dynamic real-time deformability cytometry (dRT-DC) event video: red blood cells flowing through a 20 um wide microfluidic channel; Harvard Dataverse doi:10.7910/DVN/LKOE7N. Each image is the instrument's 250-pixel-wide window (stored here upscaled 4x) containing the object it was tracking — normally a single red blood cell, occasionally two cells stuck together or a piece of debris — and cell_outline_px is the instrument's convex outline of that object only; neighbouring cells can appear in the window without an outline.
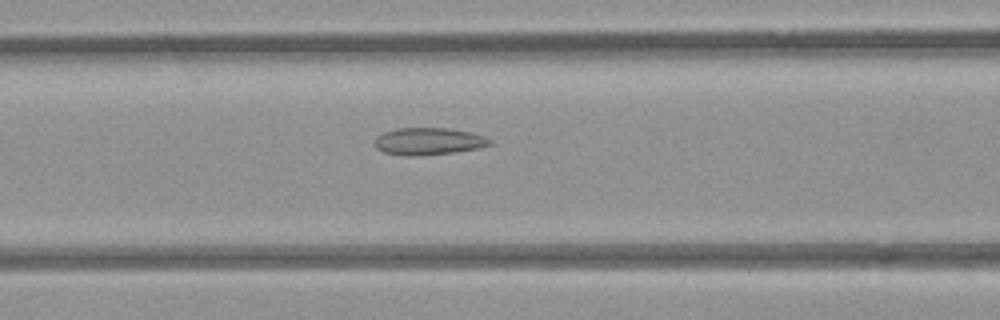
{"species": "common noctule bat (a hibernating species)", "species_latin": "Nyctalus noctula", "temperature_condition": "room temperature", "stored_images_in_passage": 38, "camera_frame_rate_fps": 3000, "um_per_image_px": 0.085, "animal": {"sex": "female", "body_mass_g": 21.9}, "frame": {"image": 1, "passage_image": 15, "time_ms": 4.667, "image_size_px": [1000, 320], "cell_outline_px": [[492, 144], [480, 148], [456, 152], [416, 156], [404, 156], [384, 152], [376, 148], [376, 136], [384, 132], [396, 128], [448, 128], [472, 132], [484, 136], [492, 140]], "centroid_in_image_um": [36.46, 12.01], "position_along_channel_um": 130.1, "area_um2": 18.38}}
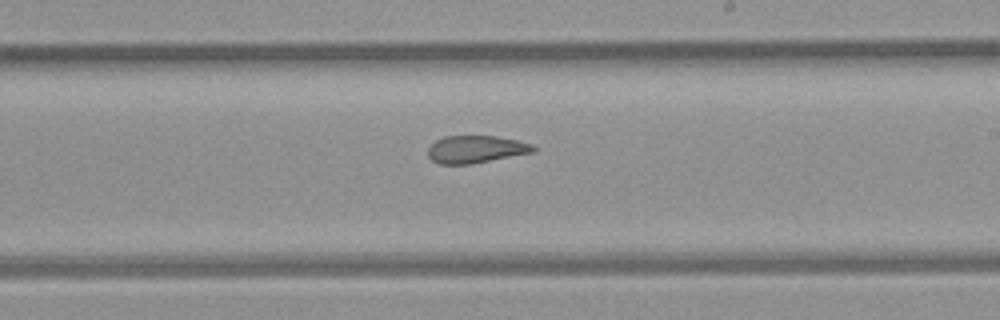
{"frame": {"image": 2, "passage_image": 24, "time_ms": 7.667, "image_size_px": [1000, 320], "cell_outline_px": [[536, 152], [472, 164], [440, 164], [432, 160], [428, 156], [428, 148], [436, 140], [444, 136], [496, 136], [516, 140], [532, 144], [536, 148]], "centroid_in_image_um": [40.47, 12.69], "position_along_channel_um": 248.5, "area_um2": 16.94}}
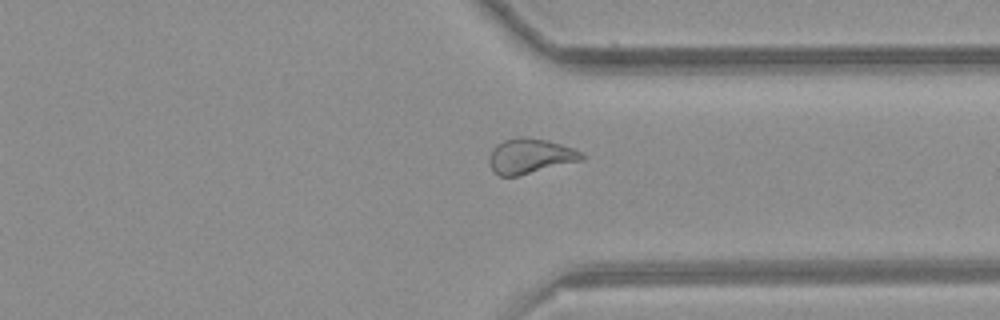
{"frame": {"image": 3, "passage_image": 33, "time_ms": 10.667, "image_size_px": [1000, 320], "cell_outline_px": [[584, 160], [520, 176], [500, 176], [492, 168], [488, 160], [492, 148], [496, 144], [504, 140], [520, 136], [524, 136], [548, 140], [572, 148], [580, 152], [584, 156]], "centroid_in_image_um": [45.06, 13.27], "position_along_channel_um": 366.3, "area_um2": 19.02}}